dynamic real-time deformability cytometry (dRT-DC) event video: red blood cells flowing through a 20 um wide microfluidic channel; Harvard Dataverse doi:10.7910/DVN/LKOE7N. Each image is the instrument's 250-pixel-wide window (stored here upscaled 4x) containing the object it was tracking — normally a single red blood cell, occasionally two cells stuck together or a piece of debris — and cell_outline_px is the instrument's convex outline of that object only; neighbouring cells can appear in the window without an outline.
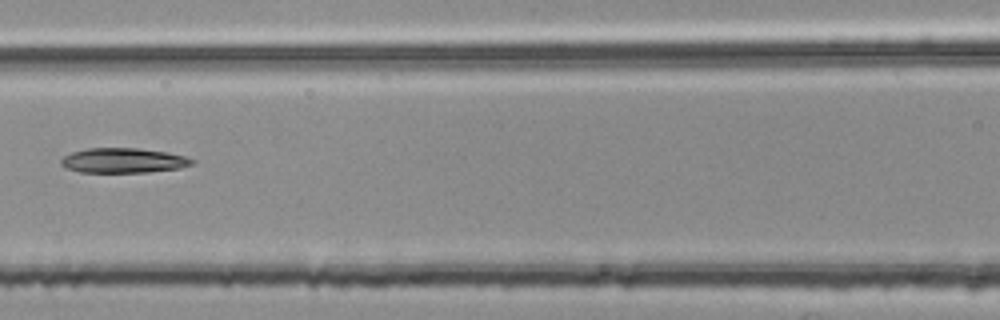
{"species": "common noctule bat (a hibernating species)", "species_latin": "Nyctalus noctula", "temperature_condition": "room temperature", "stored_images_in_passage": 5, "segment_of_instrument_passage": [2, 2], "camera_frame_rate_fps": 3000, "um_per_image_px": 0.085, "animal": {"sex": "female", "body_mass_g": 25.1}, "frame": {"image": 1, "passage_image": 5, "time_ms": 1.333, "image_size_px": [1000, 320], "cell_outline_px": [[196, 160], [192, 164], [180, 168], [148, 172], [80, 172], [64, 168], [60, 164], [60, 160], [64, 156], [72, 152], [88, 148], [136, 148], [164, 152], [184, 156]], "centroid_in_image_um": [10.44, 13.65], "position_along_channel_um": 156.2, "area_um2": 18.9}}